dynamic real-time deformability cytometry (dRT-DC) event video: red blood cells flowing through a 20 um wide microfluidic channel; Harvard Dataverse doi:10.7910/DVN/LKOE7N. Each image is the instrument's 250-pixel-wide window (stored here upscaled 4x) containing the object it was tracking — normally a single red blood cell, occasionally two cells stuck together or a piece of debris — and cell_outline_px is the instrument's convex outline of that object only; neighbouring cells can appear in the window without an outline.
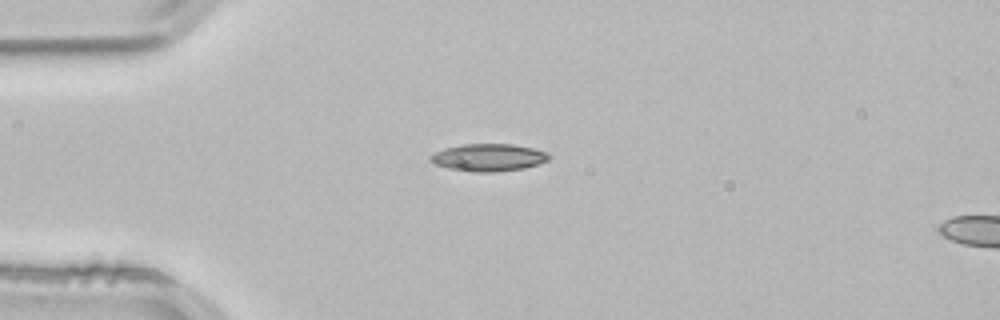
{"species": "common noctule bat (a hibernating species)", "species_latin": "Nyctalus noctula", "temperature_condition": "room temperature", "stored_images_in_passage": 41, "camera_frame_rate_fps": 3000, "um_per_image_px": 0.085, "animal": {"sex": "male", "body_mass_g": 21.5, "forearm_length_mm": 52.0}, "frame": {"image": 1, "passage_image": 1, "time_ms": 0.0, "image_size_px": [1000, 320], "cell_outline_px": [[552, 156], [548, 160], [524, 168], [496, 172], [472, 172], [448, 168], [436, 164], [428, 160], [428, 156], [444, 148], [464, 144], [512, 144], [532, 148], [548, 152]], "centroid_in_image_um": [41.51, 13.38], "position_along_channel_um": 43.5, "area_um2": 18.96}}
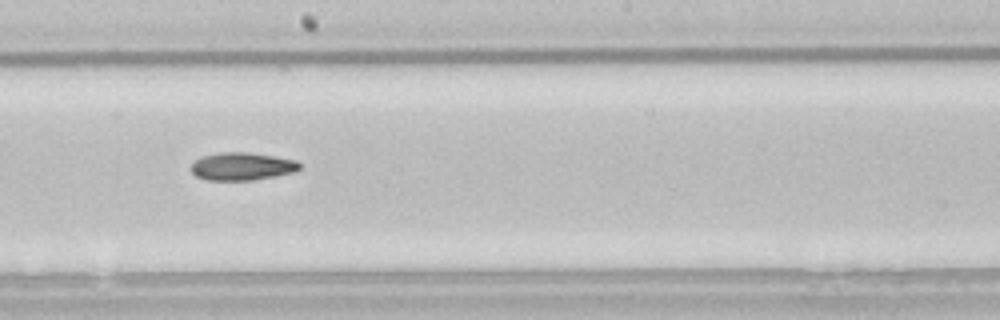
{"frame": {"image": 2, "passage_image": 17, "time_ms": 5.333, "image_size_px": [1000, 320], "cell_outline_px": [[300, 168], [296, 172], [276, 176], [252, 180], [208, 180], [196, 176], [192, 172], [192, 164], [200, 156], [220, 152], [248, 152], [276, 156], [296, 160], [300, 164]], "centroid_in_image_um": [20.59, 14.13], "position_along_channel_um": 227.6, "area_um2": 17.69}}
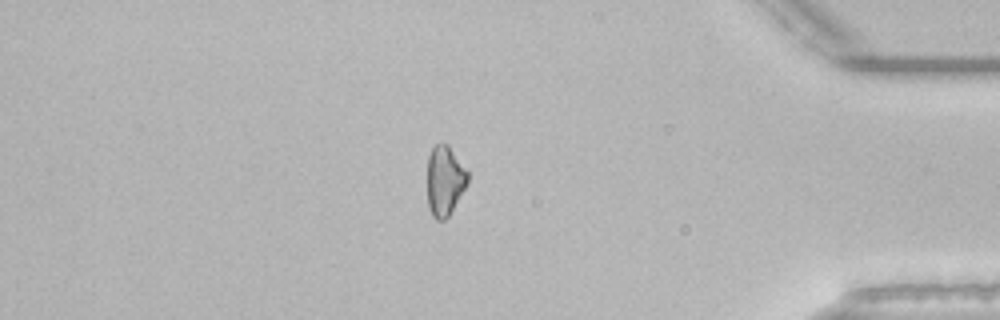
{"frame": {"image": 3, "passage_image": 33, "time_ms": 10.667, "image_size_px": [1000, 320], "cell_outline_px": [[468, 184], [448, 216], [444, 220], [436, 220], [432, 216], [428, 208], [428, 156], [432, 148], [436, 144], [448, 144], [468, 172]], "centroid_in_image_um": [37.8, 15.37], "position_along_channel_um": 397.4, "area_um2": 16.42}}